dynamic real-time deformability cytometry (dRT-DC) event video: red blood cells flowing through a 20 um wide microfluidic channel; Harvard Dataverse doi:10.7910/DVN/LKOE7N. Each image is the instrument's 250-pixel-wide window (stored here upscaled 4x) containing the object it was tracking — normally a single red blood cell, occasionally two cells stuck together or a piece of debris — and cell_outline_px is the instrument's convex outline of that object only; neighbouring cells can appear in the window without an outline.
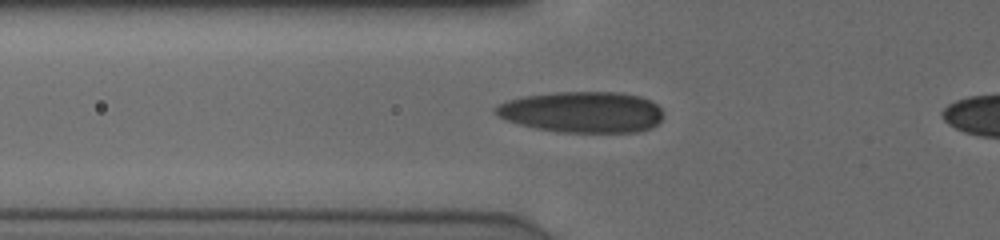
{"species": "human", "species_latin": "Homo sapiens", "temperature_condition": "cold", "stored_images_in_passage": 33, "camera_frame_rate_fps": 3000, "um_per_image_px": 0.085, "donor": {"sex": "male"}, "frame": {"image": 1, "passage_image": 3, "time_ms": 0.667, "image_size_px": [1000, 240], "cell_outline_px": [[660, 120], [652, 128], [636, 132], [556, 132], [536, 128], [504, 120], [492, 112], [492, 108], [508, 100], [520, 96], [556, 92], [620, 92], [640, 96], [656, 104], [660, 108]], "centroid_in_image_um": [49.42, 9.52], "position_along_channel_um": 76.4, "area_um2": 40.29}}
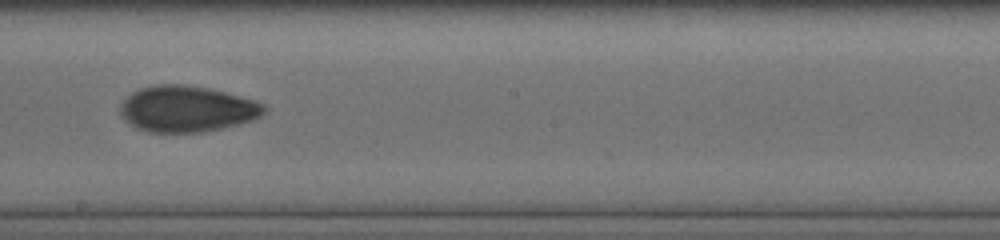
{"frame": {"image": 2, "passage_image": 15, "time_ms": 4.667, "image_size_px": [1000, 240], "cell_outline_px": [[268, 112], [252, 120], [224, 128], [204, 132], [148, 132], [136, 128], [128, 124], [120, 116], [120, 104], [132, 92], [140, 88], [156, 84], [184, 84], [208, 88], [240, 96], [264, 104]], "centroid_in_image_um": [15.86, 9.26], "position_along_channel_um": 232.3, "area_um2": 38.9}}
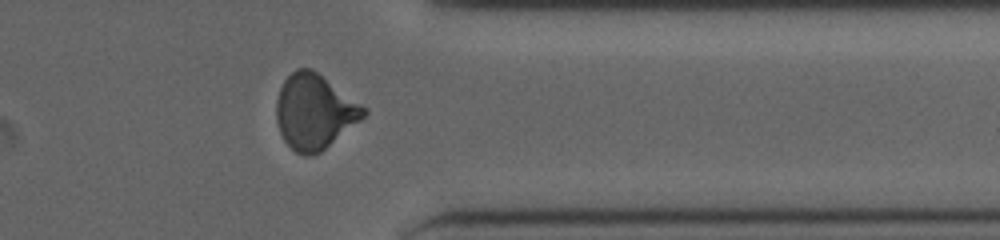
{"frame": {"image": 3, "passage_image": 27, "time_ms": 8.667, "image_size_px": [1000, 240], "cell_outline_px": [[368, 112], [360, 120], [320, 152], [312, 156], [304, 156], [296, 152], [284, 140], [280, 132], [276, 120], [276, 100], [280, 88], [284, 80], [296, 68], [312, 68], [368, 108]], "centroid_in_image_um": [26.72, 9.48], "position_along_channel_um": 384.7, "area_um2": 38.03}}